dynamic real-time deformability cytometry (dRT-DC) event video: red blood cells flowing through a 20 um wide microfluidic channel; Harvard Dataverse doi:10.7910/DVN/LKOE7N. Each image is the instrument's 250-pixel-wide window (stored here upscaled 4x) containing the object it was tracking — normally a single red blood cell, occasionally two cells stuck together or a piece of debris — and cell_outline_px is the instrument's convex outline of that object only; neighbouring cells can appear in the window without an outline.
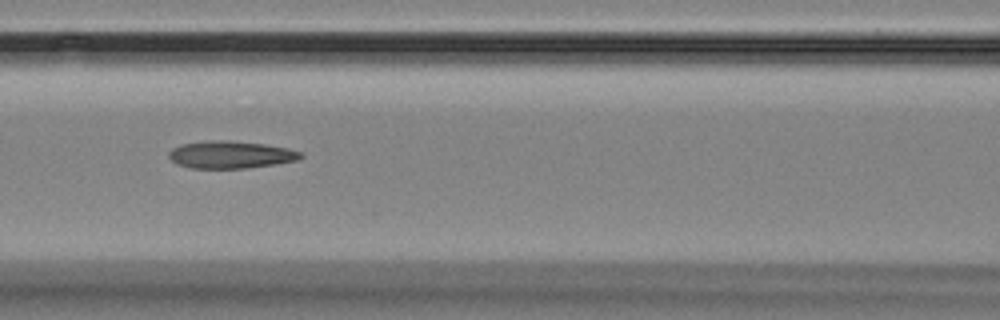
{"species": "Egyptian fruit bat (a non-hibernating species)", "species_latin": "Rousettus aegyptiacus", "temperature_condition": "room temperature", "stored_images_in_passage": 9, "camera_frame_rate_fps": 3000, "um_per_image_px": 0.085, "animal": {"sex": "female"}, "frame": {"image": 1, "passage_image": 8, "time_ms": 8.0, "image_size_px": [1000, 320], "cell_outline_px": [[304, 156], [300, 160], [276, 164], [244, 168], [192, 168], [176, 164], [168, 156], [168, 152], [172, 148], [180, 144], [208, 140], [228, 140], [264, 144], [288, 148], [304, 152]], "centroid_in_image_um": [19.63, 13.14], "position_along_channel_um": 147.0, "area_um2": 21.27}}
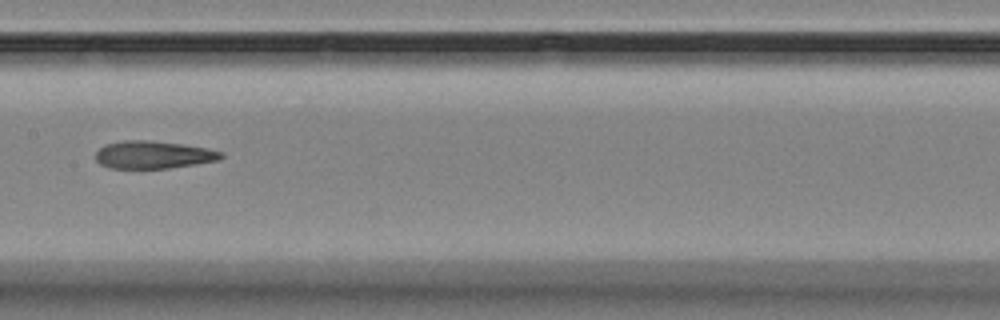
{"frame": {"image": 2, "passage_image": 9, "time_ms": 9.333, "image_size_px": [1000, 320], "cell_outline_px": [[224, 156], [220, 160], [196, 164], [168, 168], [108, 168], [100, 164], [96, 160], [96, 152], [104, 144], [124, 140], [152, 140], [184, 144], [208, 148], [224, 152]], "centroid_in_image_um": [13.06, 13.15], "position_along_channel_um": 194.3, "area_um2": 20.46}}